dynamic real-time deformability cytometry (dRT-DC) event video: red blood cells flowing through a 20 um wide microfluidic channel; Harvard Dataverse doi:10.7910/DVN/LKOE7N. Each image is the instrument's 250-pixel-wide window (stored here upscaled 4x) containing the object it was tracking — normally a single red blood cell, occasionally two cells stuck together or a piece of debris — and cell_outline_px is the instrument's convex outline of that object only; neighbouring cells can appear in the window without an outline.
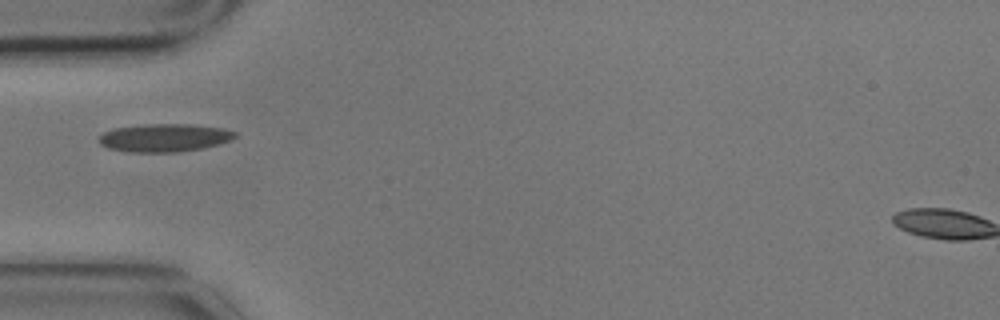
{"species": "common noctule bat (a hibernating species)", "species_latin": "Nyctalus noctula", "temperature_condition": "cold", "stored_images_in_passage": 5, "camera_frame_rate_fps": 3000, "um_per_image_px": 0.085, "animal": {"sex": "male", "body_mass_g": 17.9}, "frame": {"image": 1, "passage_image": 1, "time_ms": 0.0, "image_size_px": [1000, 320], "cell_outline_px": [[236, 136], [232, 140], [200, 148], [176, 152], [128, 152], [108, 148], [100, 144], [100, 136], [104, 132], [112, 128], [144, 124], [192, 124], [224, 128], [236, 132]], "centroid_in_image_um": [13.96, 11.7], "position_along_channel_um": 71.0, "area_um2": 22.2}}